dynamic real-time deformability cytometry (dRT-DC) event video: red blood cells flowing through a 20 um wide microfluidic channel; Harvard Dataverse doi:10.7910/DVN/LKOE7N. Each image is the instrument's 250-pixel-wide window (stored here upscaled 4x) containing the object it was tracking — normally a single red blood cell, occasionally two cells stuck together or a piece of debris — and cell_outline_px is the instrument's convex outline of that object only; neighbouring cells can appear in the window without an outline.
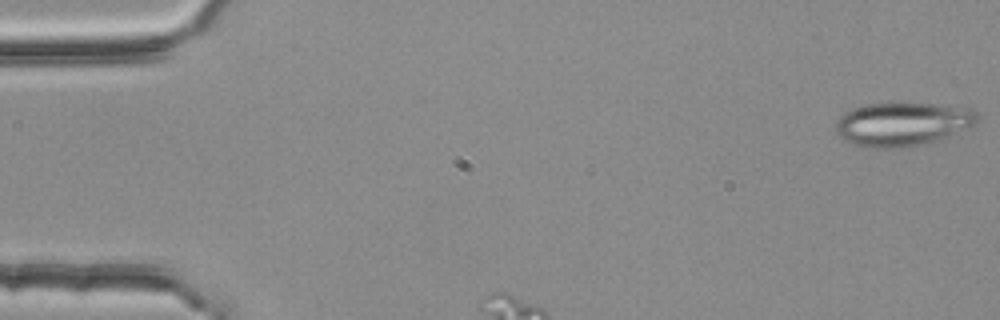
{"species": "common noctule bat (a hibernating species)", "species_latin": "Nyctalus noctula", "temperature_condition": "room temperature", "stored_images_in_passage": 3, "camera_frame_rate_fps": 3000, "um_per_image_px": 0.085, "animal": {"sex": "female", "body_mass_g": 25.1}, "frame": {"image": 1, "passage_image": 1, "time_ms": 0.0, "image_size_px": [1000, 320], "cell_outline_px": [[980, 120], [976, 124], [948, 136], [924, 144], [900, 148], [864, 148], [852, 144], [844, 140], [836, 132], [836, 120], [844, 112], [852, 108], [868, 104], [936, 104], [972, 108], [980, 116]], "centroid_in_image_um": [76.71, 10.56], "position_along_channel_um": 8.3, "area_um2": 36.18}}